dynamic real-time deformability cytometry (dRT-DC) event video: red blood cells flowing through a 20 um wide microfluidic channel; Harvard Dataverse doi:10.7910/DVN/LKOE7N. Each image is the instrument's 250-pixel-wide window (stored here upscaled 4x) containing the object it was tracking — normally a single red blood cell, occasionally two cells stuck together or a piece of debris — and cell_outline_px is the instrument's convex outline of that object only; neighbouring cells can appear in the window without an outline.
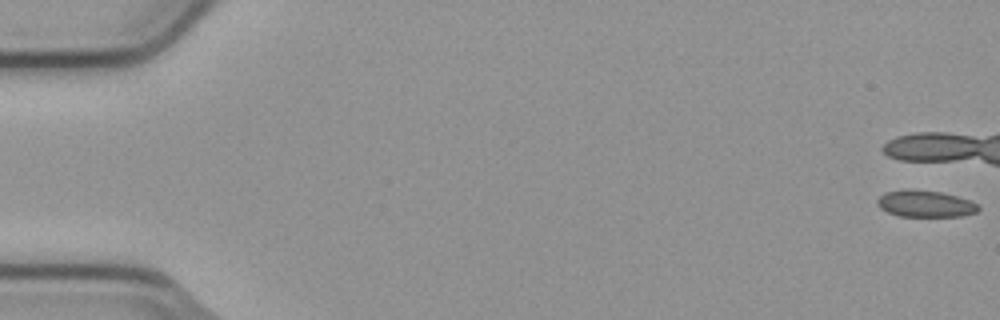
{"species": "common noctule bat (a hibernating species)", "species_latin": "Nyctalus noctula", "temperature_condition": "cold", "stored_images_in_passage": 8, "camera_frame_rate_fps": 3000, "um_per_image_px": 0.085, "animal": {"sex": "male", "body_mass_g": 23.1, "forearm_length_mm": 52.7}, "frame": {"image": 1, "passage_image": 1, "time_ms": 0.0, "image_size_px": [1000, 320], "cell_outline_px": [[980, 208], [976, 212], [960, 216], [900, 216], [888, 212], [880, 208], [876, 204], [876, 200], [884, 192], [904, 188], [940, 192], [956, 196], [968, 200], [976, 204]], "centroid_in_image_um": [78.58, 17.3], "position_along_channel_um": 6.4, "area_um2": 15.66}}
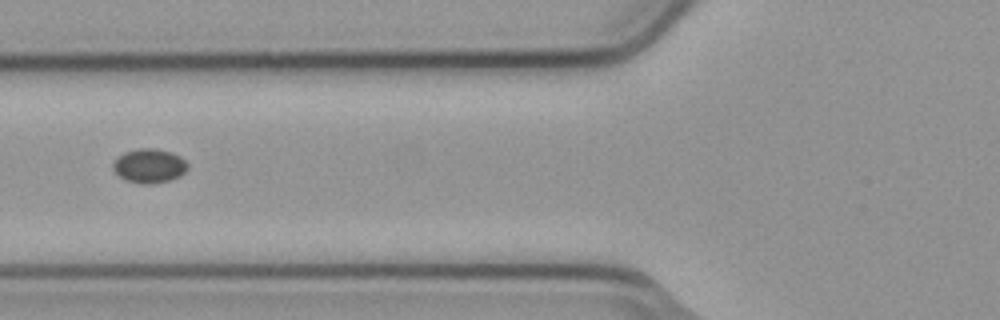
{"frame": {"image": 2, "passage_image": 8, "time_ms": 2.333, "image_size_px": [1000, 320], "cell_outline_px": [[188, 168], [180, 176], [168, 180], [152, 184], [140, 184], [128, 180], [120, 176], [112, 168], [112, 164], [124, 152], [140, 148], [152, 148], [172, 152], [180, 156], [188, 164]], "centroid_in_image_um": [12.71, 14.09], "position_along_channel_um": 113.1, "area_um2": 14.68}}